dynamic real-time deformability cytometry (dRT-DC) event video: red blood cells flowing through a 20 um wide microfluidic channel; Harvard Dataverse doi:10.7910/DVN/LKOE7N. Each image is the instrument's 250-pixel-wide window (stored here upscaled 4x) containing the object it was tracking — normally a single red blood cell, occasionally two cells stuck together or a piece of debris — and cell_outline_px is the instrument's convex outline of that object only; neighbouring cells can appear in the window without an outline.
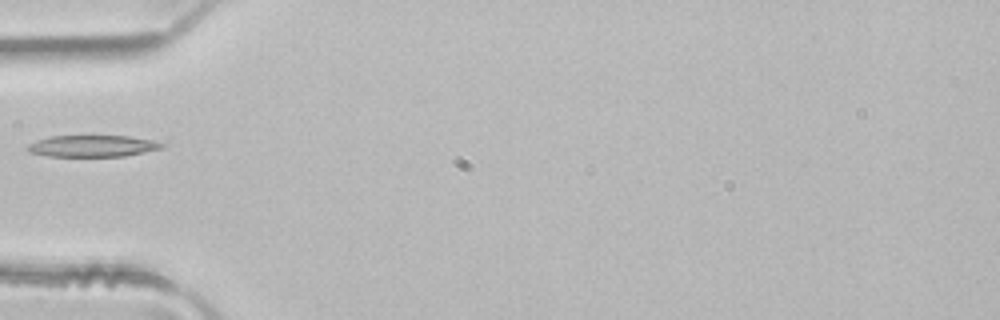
{"species": "common noctule bat (a hibernating species)", "species_latin": "Nyctalus noctula", "temperature_condition": "room temperature", "stored_images_in_passage": 4, "camera_frame_rate_fps": 3000, "um_per_image_px": 0.085, "animal": {"sex": "male", "body_mass_g": 21.5, "forearm_length_mm": 52.0}, "frame": {"image": 1, "passage_image": 4, "time_ms": 1.0, "image_size_px": [1000, 320], "cell_outline_px": [[164, 148], [124, 156], [48, 156], [32, 152], [24, 148], [24, 144], [36, 140], [52, 136], [128, 136], [152, 140], [164, 144]], "centroid_in_image_um": [7.82, 12.41], "position_along_channel_um": 77.2, "area_um2": 16.88}}